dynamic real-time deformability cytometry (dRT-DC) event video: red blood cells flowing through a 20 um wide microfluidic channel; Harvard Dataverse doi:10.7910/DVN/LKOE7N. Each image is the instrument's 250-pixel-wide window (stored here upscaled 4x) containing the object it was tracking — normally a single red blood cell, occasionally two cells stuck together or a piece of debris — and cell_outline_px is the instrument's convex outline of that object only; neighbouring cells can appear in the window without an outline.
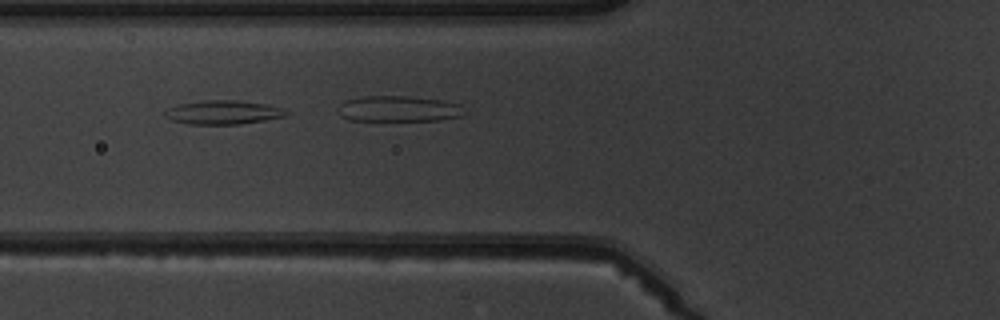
{"species": "common noctule bat (a hibernating species)", "species_latin": "Nyctalus noctula", "temperature_condition": "warm", "stored_images_in_passage": 8, "camera_frame_rate_fps": 3000, "um_per_image_px": 0.085, "animal": {"sex": "male", "body_mass_g": 19.5, "forearm_length_mm": 54.6}, "frame": {"image": 1, "passage_image": 3, "time_ms": 3.0, "image_size_px": [1000, 320], "cell_outline_px": [[288, 116], [240, 124], [188, 124], [172, 120], [164, 116], [164, 112], [168, 108], [176, 104], [200, 100], [236, 100], [264, 104], [280, 108], [288, 112]], "centroid_in_image_um": [18.91, 9.54], "position_along_channel_um": 106.9, "area_um2": 16.88}}
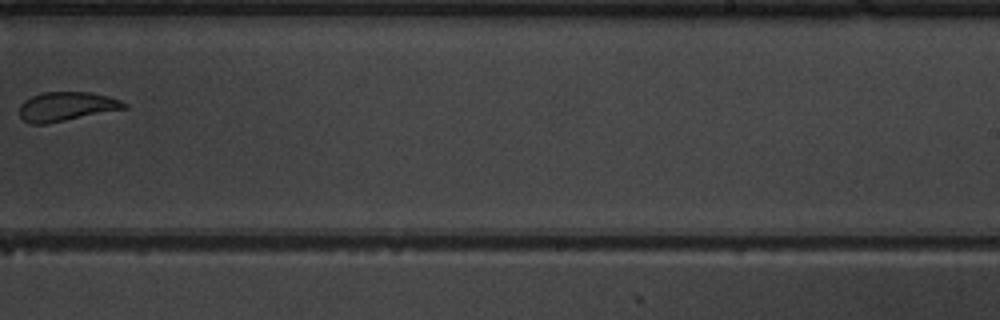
{"frame": {"image": 2, "passage_image": 7, "time_ms": 8.0, "image_size_px": [1000, 320], "cell_outline_px": [[128, 108], [48, 124], [28, 124], [20, 116], [20, 104], [24, 100], [32, 96], [44, 92], [92, 92], [108, 96], [120, 100], [128, 104]], "centroid_in_image_um": [5.66, 9.06], "position_along_channel_um": 283.3, "area_um2": 17.98}}
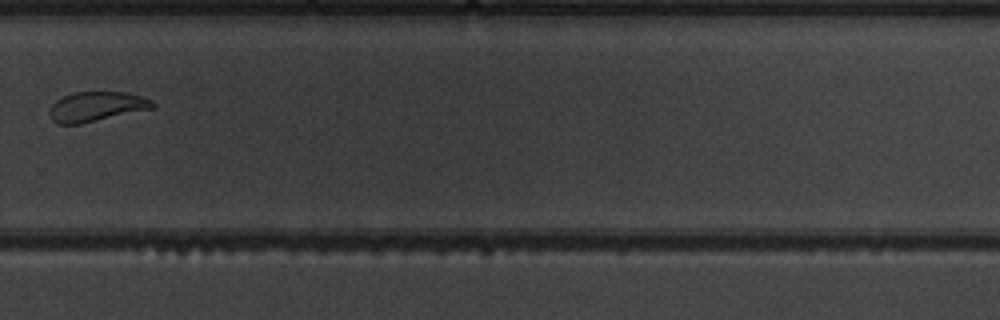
{"frame": {"image": 3, "passage_image": 8, "time_ms": 9.0, "image_size_px": [1000, 320], "cell_outline_px": [[156, 108], [80, 124], [56, 124], [52, 120], [48, 112], [52, 104], [56, 100], [72, 92], [124, 92], [140, 96], [152, 100], [156, 104]], "centroid_in_image_um": [8.2, 9.07], "position_along_channel_um": 321.6, "area_um2": 18.03}}